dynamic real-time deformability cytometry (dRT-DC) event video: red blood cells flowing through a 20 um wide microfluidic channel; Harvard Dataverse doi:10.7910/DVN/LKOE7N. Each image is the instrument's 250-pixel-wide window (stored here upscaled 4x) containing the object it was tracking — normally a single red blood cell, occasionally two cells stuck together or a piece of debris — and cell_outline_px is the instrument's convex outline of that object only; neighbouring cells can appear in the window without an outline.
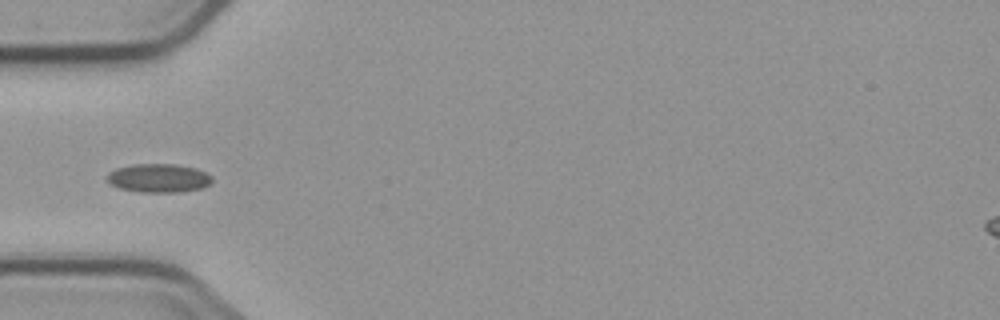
{"species": "common noctule bat (a hibernating species)", "species_latin": "Nyctalus noctula", "temperature_condition": "cold", "stored_images_in_passage": 4, "camera_frame_rate_fps": 3000, "um_per_image_px": 0.085, "animal": {"sex": "male", "body_mass_g": 23.1, "forearm_length_mm": 52.7}, "frame": {"image": 1, "passage_image": 4, "time_ms": 4.333, "image_size_px": [1000, 320], "cell_outline_px": [[212, 184], [200, 188], [180, 192], [140, 192], [120, 188], [108, 184], [104, 180], [108, 172], [116, 168], [132, 164], [176, 164], [196, 168], [212, 176]], "centroid_in_image_um": [13.44, 15.13], "position_along_channel_um": 71.6, "area_um2": 17.8}}